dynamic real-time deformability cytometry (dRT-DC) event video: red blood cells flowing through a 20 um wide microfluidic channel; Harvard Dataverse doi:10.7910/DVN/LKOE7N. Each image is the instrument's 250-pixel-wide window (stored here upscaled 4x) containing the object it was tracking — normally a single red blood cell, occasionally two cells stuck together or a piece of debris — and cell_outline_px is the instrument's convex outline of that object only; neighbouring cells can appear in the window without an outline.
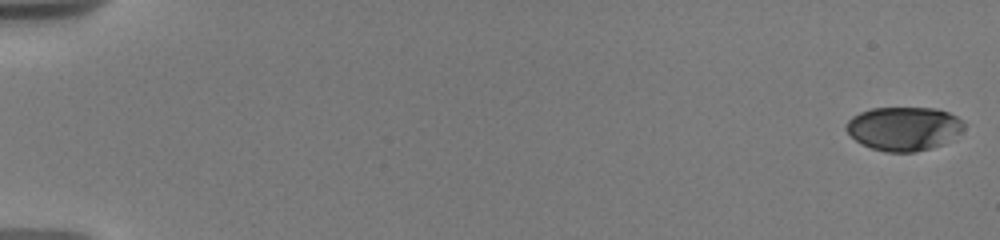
{"species": "human", "species_latin": "Homo sapiens", "temperature_condition": "warm", "stored_images_in_passage": 14, "camera_frame_rate_fps": 3000, "um_per_image_px": 0.085, "donor": {"sex": "male"}, "frame": {"image": 1, "passage_image": 1, "time_ms": 0.0, "image_size_px": [1000, 240], "cell_outline_px": [[964, 128], [960, 132], [940, 144], [916, 152], [884, 152], [860, 144], [844, 128], [848, 120], [852, 116], [860, 112], [872, 108], [936, 108], [948, 112], [964, 120]], "centroid_in_image_um": [76.79, 10.92], "position_along_channel_um": 8.2, "area_um2": 29.88}}
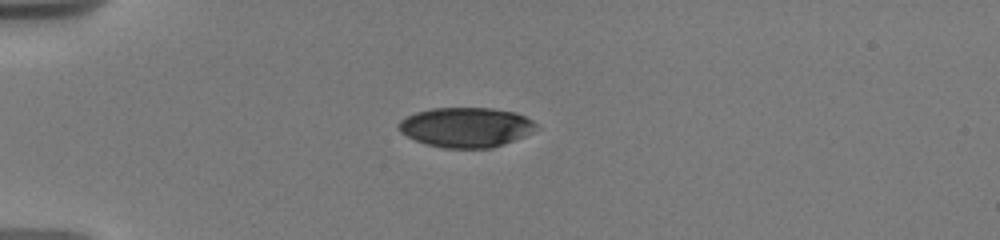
{"frame": {"image": 2, "passage_image": 12, "time_ms": 5.0, "image_size_px": [1000, 240], "cell_outline_px": [[540, 128], [524, 136], [504, 144], [492, 148], [444, 148], [428, 144], [416, 140], [400, 132], [396, 128], [396, 124], [400, 120], [416, 112], [432, 108], [492, 108], [516, 112], [532, 120]], "centroid_in_image_um": [39.62, 10.81], "position_along_channel_um": 45.4, "area_um2": 32.02}}
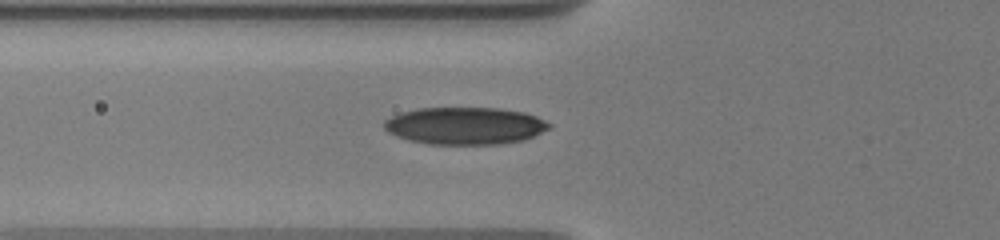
{"frame": {"image": 3, "passage_image": 14, "time_ms": 7.0, "image_size_px": [1000, 240], "cell_outline_px": [[552, 124], [548, 128], [524, 140], [500, 144], [428, 144], [408, 140], [396, 136], [388, 132], [384, 128], [384, 120], [400, 112], [416, 108], [500, 108], [524, 112], [536, 116]], "centroid_in_image_um": [39.49, 10.69], "position_along_channel_um": 86.3, "area_um2": 35.89}}